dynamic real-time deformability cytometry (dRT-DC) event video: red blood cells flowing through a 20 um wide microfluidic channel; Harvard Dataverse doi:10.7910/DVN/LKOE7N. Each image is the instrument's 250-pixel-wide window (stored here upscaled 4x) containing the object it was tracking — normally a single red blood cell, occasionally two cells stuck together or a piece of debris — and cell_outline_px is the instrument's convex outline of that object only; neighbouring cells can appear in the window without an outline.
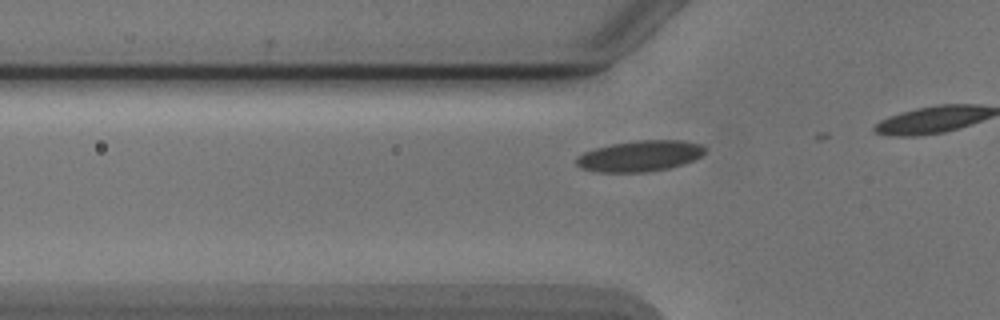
{"species": "Egyptian fruit bat (a non-hibernating species)", "species_latin": "Rousettus aegyptiacus", "temperature_condition": "cold", "stored_images_in_passage": 12, "camera_frame_rate_fps": 3000, "um_per_image_px": 0.085, "animal": {"sex": "male"}, "frame": {"image": 1, "passage_image": 8, "time_ms": 2.333, "image_size_px": [1000, 320], "cell_outline_px": [[708, 148], [700, 156], [684, 164], [668, 168], [644, 172], [596, 172], [580, 168], [576, 164], [576, 156], [584, 152], [596, 148], [612, 144], [640, 140], [684, 140], [704, 144]], "centroid_in_image_um": [54.41, 13.25], "position_along_channel_um": 71.4, "area_um2": 23.29}}